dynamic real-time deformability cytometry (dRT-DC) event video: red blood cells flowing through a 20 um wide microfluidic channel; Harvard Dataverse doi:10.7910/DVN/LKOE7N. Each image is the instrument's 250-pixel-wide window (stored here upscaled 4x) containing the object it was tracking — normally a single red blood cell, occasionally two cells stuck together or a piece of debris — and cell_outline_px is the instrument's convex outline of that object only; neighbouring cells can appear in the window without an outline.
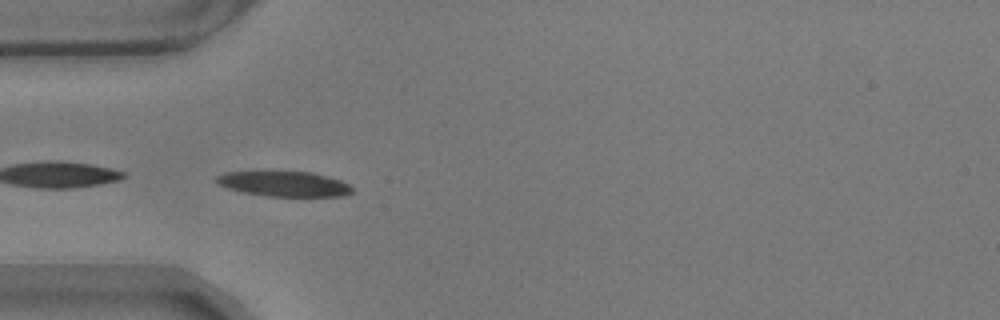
{"species": "common noctule bat (a hibernating species)", "species_latin": "Nyctalus noctula", "temperature_condition": "warm", "stored_images_in_passage": 41, "camera_frame_rate_fps": 3000, "um_per_image_px": 0.085, "animal": {"sex": "male", "body_mass_g": 17.9}, "frame": {"image": 1, "passage_image": 1, "time_ms": 0.0, "image_size_px": [1000, 320], "cell_outline_px": [[352, 192], [340, 196], [268, 196], [244, 192], [228, 188], [220, 184], [216, 180], [216, 176], [228, 172], [312, 172], [340, 180], [348, 184], [352, 188]], "centroid_in_image_um": [24.17, 15.63], "position_along_channel_um": 60.8, "area_um2": 19.42}}
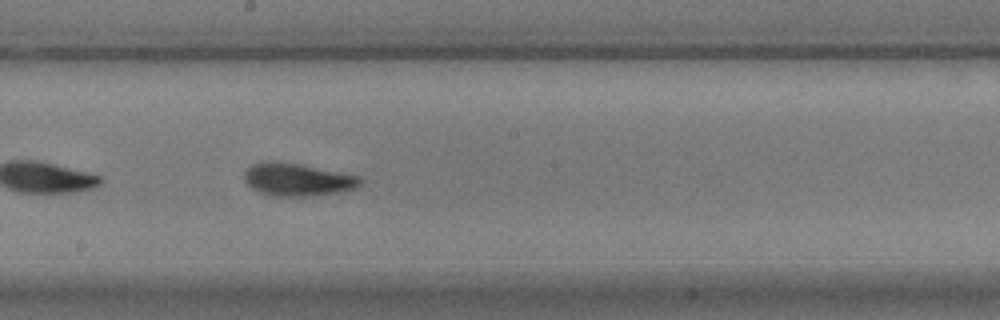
{"frame": {"image": 2, "passage_image": 15, "time_ms": 4.667, "image_size_px": [1000, 320], "cell_outline_px": [[360, 184], [356, 188], [340, 192], [312, 196], [272, 196], [260, 192], [252, 188], [244, 180], [244, 172], [252, 164], [260, 160], [276, 160], [300, 164], [360, 176]], "centroid_in_image_um": [25.24, 15.25], "position_along_channel_um": 223.0, "area_um2": 22.31}}
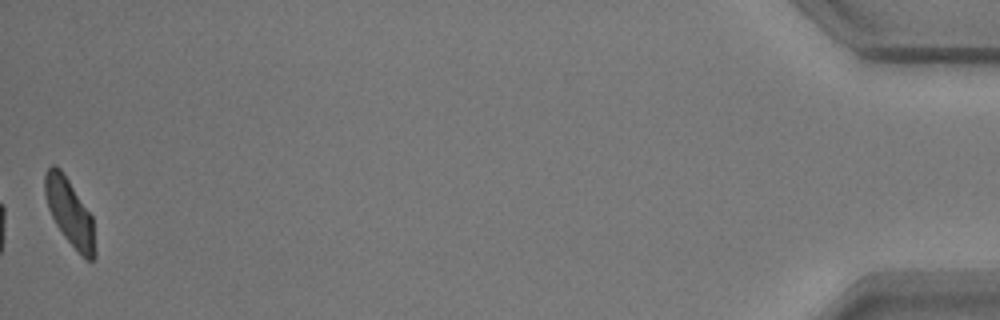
{"frame": {"image": 3, "passage_image": 41, "time_ms": 13.333, "image_size_px": [1000, 320], "cell_outline_px": [[96, 256], [92, 260], [88, 260], [64, 236], [56, 224], [48, 208], [44, 192], [44, 176], [48, 168], [52, 164], [56, 164], [60, 168], [92, 216], [96, 252]], "centroid_in_image_um": [5.91, 18.02], "position_along_channel_um": 429.3, "area_um2": 19.07}, "authors_computed_cell_mechanics": {"area_um2": 20.7502, "velocity_mm_per_s": 3.4977, "shape_relaxation_time_tau1_ms": 3.7617, "shape_relaxation_time_tau2_ms": 3.064, "deformation_change_tau1": 0.1235, "deformation_change_tau2": 0.0982}}